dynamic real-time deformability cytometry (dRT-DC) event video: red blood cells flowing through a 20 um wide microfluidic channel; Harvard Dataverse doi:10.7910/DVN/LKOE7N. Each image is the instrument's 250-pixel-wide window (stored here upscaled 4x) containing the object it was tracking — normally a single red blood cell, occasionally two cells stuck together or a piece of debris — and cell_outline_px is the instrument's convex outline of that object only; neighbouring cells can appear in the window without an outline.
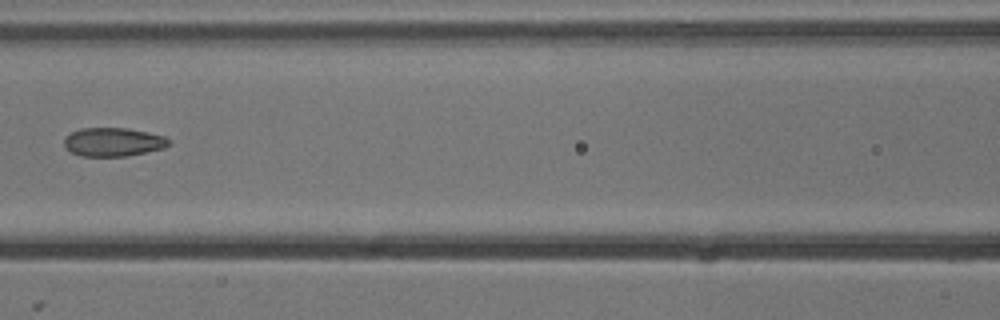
{"species": "common noctule bat (a hibernating species)", "species_latin": "Nyctalus noctula", "temperature_condition": "cold", "stored_images_in_passage": 7, "camera_frame_rate_fps": 3000, "um_per_image_px": 0.085, "animal": {"sex": "male", "body_mass_g": 13.3}, "frame": {"image": 1, "passage_image": 6, "time_ms": 1.667, "image_size_px": [1000, 320], "cell_outline_px": [[168, 144], [164, 148], [128, 156], [80, 156], [64, 148], [64, 140], [72, 132], [80, 128], [128, 128], [164, 136], [168, 140]], "centroid_in_image_um": [9.59, 12.07], "position_along_channel_um": 157.0, "area_um2": 17.34}}
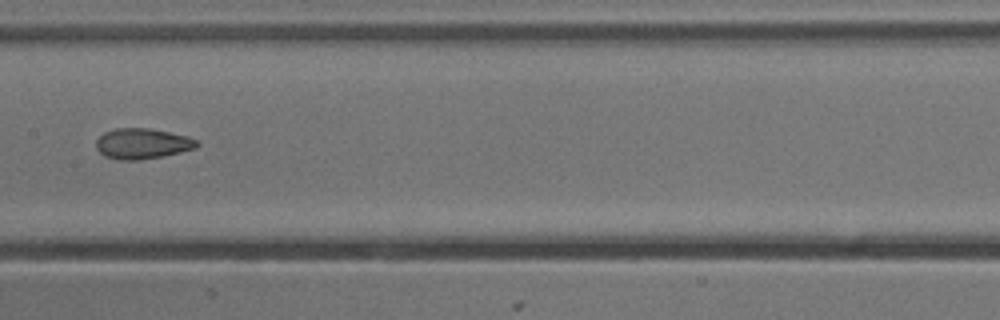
{"frame": {"image": 2, "passage_image": 7, "time_ms": 2.0, "image_size_px": [1000, 320], "cell_outline_px": [[200, 144], [196, 148], [180, 152], [160, 156], [136, 160], [120, 160], [104, 156], [96, 148], [96, 140], [104, 132], [116, 128], [148, 128], [188, 136], [196, 140]], "centroid_in_image_um": [12.08, 12.2], "position_along_channel_um": 195.3, "area_um2": 17.8}}